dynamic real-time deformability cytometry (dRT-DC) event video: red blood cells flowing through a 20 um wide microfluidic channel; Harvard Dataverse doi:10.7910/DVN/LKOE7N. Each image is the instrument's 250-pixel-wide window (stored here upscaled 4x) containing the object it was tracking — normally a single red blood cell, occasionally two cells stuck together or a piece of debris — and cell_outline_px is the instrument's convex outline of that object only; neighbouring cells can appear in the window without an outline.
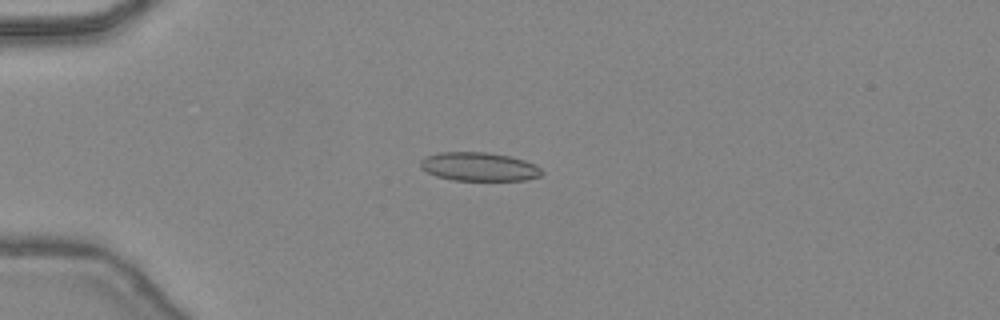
{"species": "common noctule bat (a hibernating species)", "species_latin": "Nyctalus noctula", "temperature_condition": "warm", "stored_images_in_passage": 47, "camera_frame_rate_fps": 3000, "um_per_image_px": 0.085, "animal": {"sex": "female", "body_mass_g": 24.6, "forearm_length_mm": 56.2}, "frame": {"image": 1, "passage_image": 13, "time_ms": 4.0, "image_size_px": [1000, 320], "cell_outline_px": [[544, 172], [540, 176], [524, 180], [452, 180], [436, 176], [420, 168], [420, 160], [424, 156], [440, 152], [488, 152], [508, 156], [524, 160], [540, 168]], "centroid_in_image_um": [40.67, 14.16], "position_along_channel_um": 44.3, "area_um2": 20.23}}
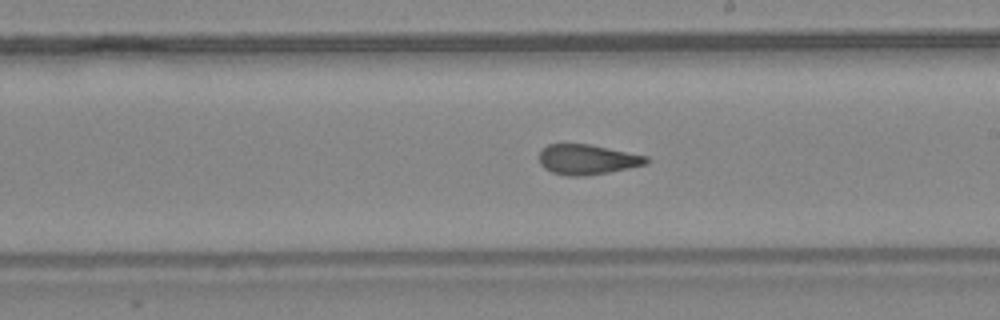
{"frame": {"image": 2, "passage_image": 28, "time_ms": 9.0, "image_size_px": [1000, 320], "cell_outline_px": [[648, 164], [588, 176], [568, 176], [552, 172], [544, 168], [540, 164], [540, 152], [548, 144], [588, 144], [648, 156]], "centroid_in_image_um": [49.92, 13.56], "position_along_channel_um": 239.1, "area_um2": 18.67}}
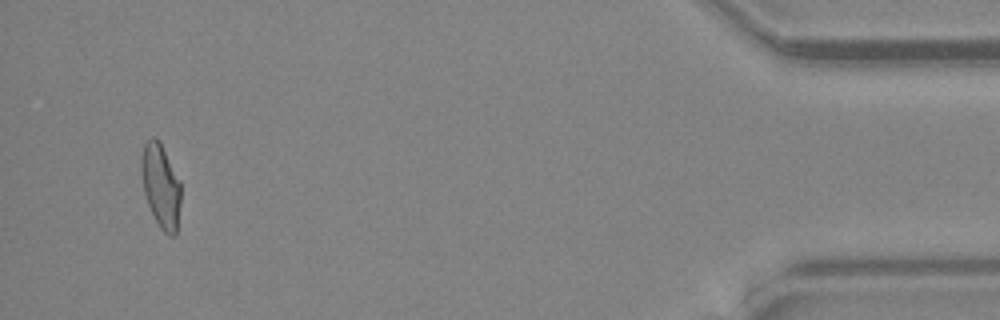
{"frame": {"image": 3, "passage_image": 45, "time_ms": 14.667, "image_size_px": [1000, 320], "cell_outline_px": [[180, 204], [176, 236], [168, 236], [160, 228], [148, 204], [144, 192], [140, 172], [140, 160], [144, 144], [152, 136], [156, 136], [160, 140], [180, 180]], "centroid_in_image_um": [13.66, 15.76], "position_along_channel_um": 421.5, "area_um2": 19.59}, "authors_computed_cell_mechanics": {"area_um2": 19.652, "velocity_mm_per_s": 4.4908, "shape_relaxation_time_tau1_ms": null, "shape_relaxation_time_tau2_ms": 1.086, "deformation_change_tau1": null, "deformation_change_tau2": 0.0776}}